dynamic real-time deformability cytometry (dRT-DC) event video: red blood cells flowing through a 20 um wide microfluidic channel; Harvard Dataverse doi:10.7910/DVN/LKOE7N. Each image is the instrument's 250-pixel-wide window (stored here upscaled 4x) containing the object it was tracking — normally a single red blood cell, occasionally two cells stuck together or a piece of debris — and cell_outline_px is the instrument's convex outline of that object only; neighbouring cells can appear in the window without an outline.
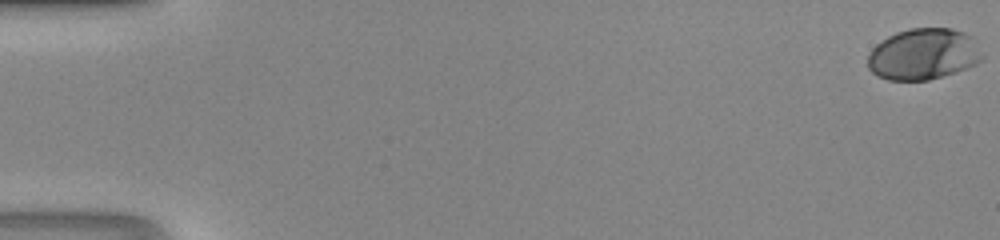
{"species": "human", "species_latin": "Homo sapiens", "temperature_condition": "room temperature", "stored_images_in_passage": 49, "camera_frame_rate_fps": 3000, "um_per_image_px": 0.085, "donor": {"sex": "male"}, "frame": {"image": 1, "passage_image": 1, "time_ms": 0.0, "image_size_px": [1000, 240], "cell_outline_px": [[984, 56], [976, 64], [956, 72], [928, 80], [888, 80], [876, 76], [868, 68], [868, 52], [876, 44], [888, 36], [896, 32], [908, 28], [952, 28], [964, 32], [972, 36]], "centroid_in_image_um": [78.47, 4.6], "position_along_channel_um": 6.5, "area_um2": 34.45}}
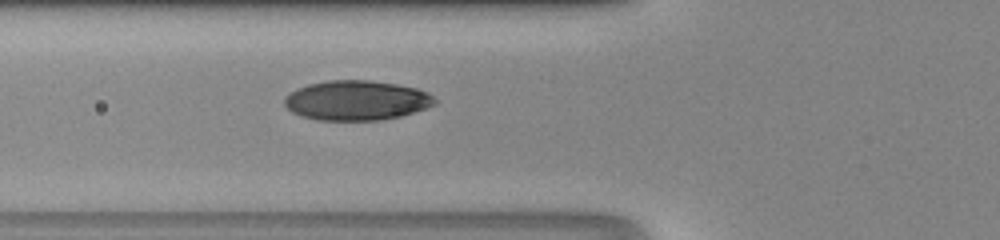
{"frame": {"image": 2, "passage_image": 20, "time_ms": 6.333, "image_size_px": [1000, 240], "cell_outline_px": [[436, 104], [428, 108], [400, 116], [380, 120], [316, 120], [300, 116], [292, 112], [284, 104], [284, 96], [288, 92], [296, 88], [308, 84], [328, 80], [372, 80], [396, 84], [416, 88], [428, 92], [436, 100]], "centroid_in_image_um": [30.28, 8.53], "position_along_channel_um": 95.5, "area_um2": 35.14}}
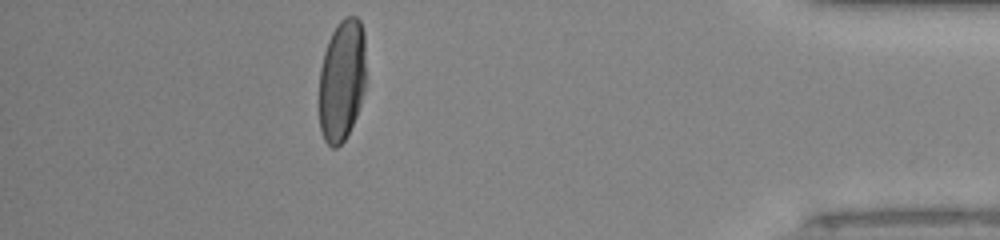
{"frame": {"image": 3, "passage_image": 44, "time_ms": 14.333, "image_size_px": [1000, 240], "cell_outline_px": [[364, 88], [360, 104], [356, 116], [344, 140], [336, 148], [332, 148], [324, 140], [320, 128], [320, 68], [324, 52], [328, 40], [332, 32], [340, 20], [344, 16], [356, 16], [360, 20], [364, 32]], "centroid_in_image_um": [29.05, 6.8], "position_along_channel_um": 406.2, "area_um2": 33.06}}